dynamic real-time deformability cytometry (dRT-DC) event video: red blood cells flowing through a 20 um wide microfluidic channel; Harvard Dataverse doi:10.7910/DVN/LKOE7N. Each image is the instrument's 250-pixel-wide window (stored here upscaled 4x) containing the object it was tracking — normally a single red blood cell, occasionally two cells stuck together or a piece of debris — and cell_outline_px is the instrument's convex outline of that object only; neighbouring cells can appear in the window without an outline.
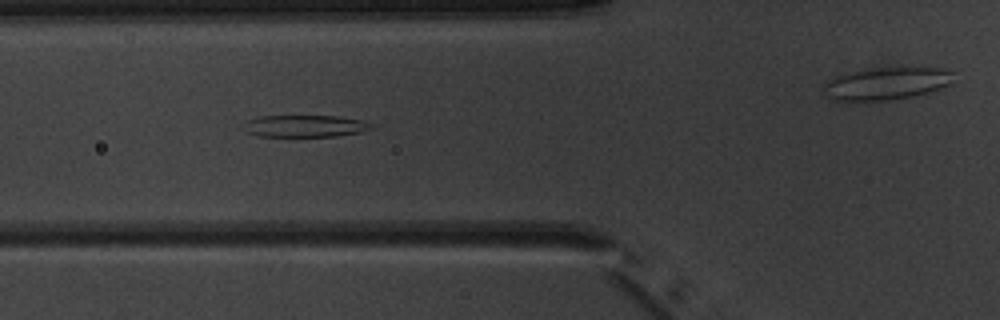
{"species": "common noctule bat (a hibernating species)", "species_latin": "Nyctalus noctula", "temperature_condition": "warm", "stored_images_in_passage": 4, "segment_of_instrument_passage": [1, 2], "camera_frame_rate_fps": 3000, "um_per_image_px": 0.085, "animal": {"sex": "male", "body_mass_g": 20.1, "forearm_length_mm": 53.5}, "frame": {"image": 1, "passage_image": 3, "time_ms": 2.333, "image_size_px": [1000, 320], "cell_outline_px": [[376, 128], [364, 132], [336, 136], [260, 136], [248, 132], [240, 124], [248, 120], [260, 116], [336, 116], [364, 120], [372, 124]], "centroid_in_image_um": [25.98, 10.71], "position_along_channel_um": 99.8, "area_um2": 16.53}}